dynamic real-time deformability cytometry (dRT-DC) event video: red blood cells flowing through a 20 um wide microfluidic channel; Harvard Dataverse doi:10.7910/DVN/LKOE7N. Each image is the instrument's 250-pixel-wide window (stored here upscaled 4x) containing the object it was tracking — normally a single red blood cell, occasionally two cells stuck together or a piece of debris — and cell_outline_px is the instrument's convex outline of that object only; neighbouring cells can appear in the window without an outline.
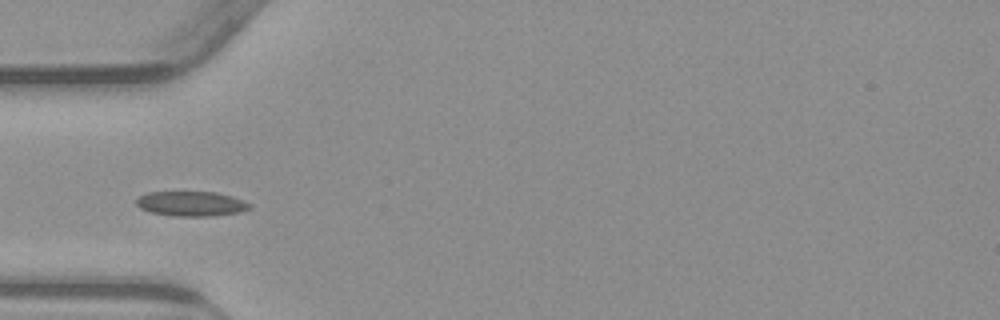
{"species": "common noctule bat (a hibernating species)", "species_latin": "Nyctalus noctula", "temperature_condition": "warm", "stored_images_in_passage": 38, "camera_frame_rate_fps": 3000, "um_per_image_px": 0.085, "animal": {"sex": "male", "body_mass_g": 23.1, "forearm_length_mm": 52.7}, "frame": {"image": 1, "passage_image": 1, "time_ms": 0.0, "image_size_px": [1000, 320], "cell_outline_px": [[252, 204], [248, 208], [240, 212], [212, 216], [172, 216], [152, 212], [140, 208], [136, 204], [136, 200], [140, 196], [148, 192], [216, 192], [232, 196]], "centroid_in_image_um": [16.25, 17.31], "position_along_channel_um": 68.8, "area_um2": 16.3}}
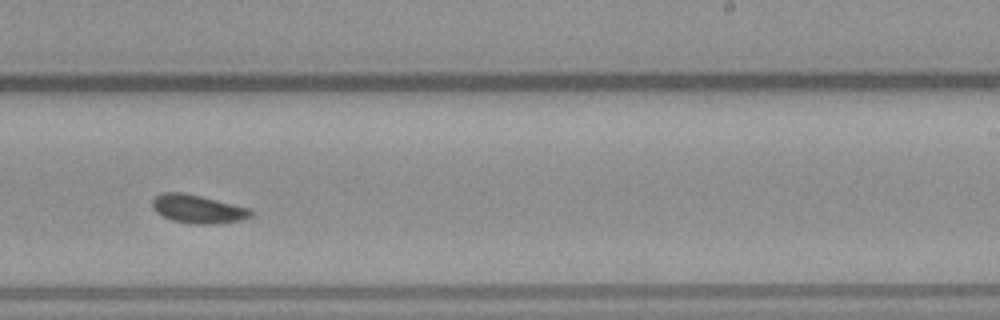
{"frame": {"image": 2, "passage_image": 17, "time_ms": 5.333, "image_size_px": [1000, 320], "cell_outline_px": [[252, 216], [240, 220], [212, 224], [196, 224], [172, 220], [156, 212], [152, 204], [152, 200], [156, 196], [164, 192], [184, 192], [252, 208]], "centroid_in_image_um": [16.84, 17.75], "position_along_channel_um": 272.2, "area_um2": 16.24}}
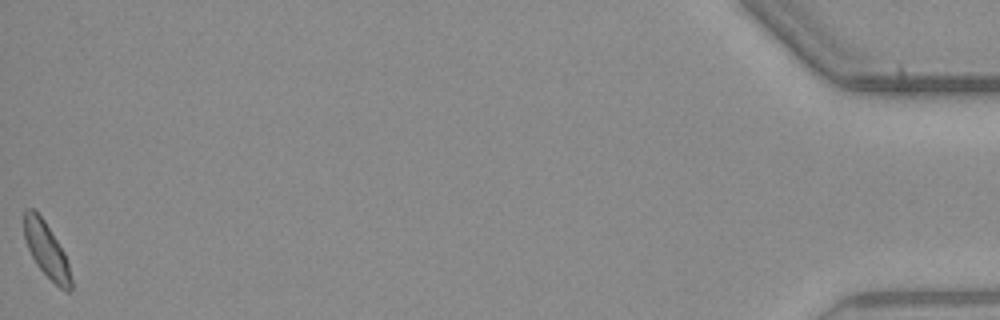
{"frame": {"image": 3, "passage_image": 38, "time_ms": 12.333, "image_size_px": [1000, 320], "cell_outline_px": [[72, 288], [68, 292], [60, 288], [36, 264], [28, 248], [24, 236], [24, 208], [32, 208], [44, 220], [64, 252], [72, 276]], "centroid_in_image_um": [3.95, 21.25], "position_along_channel_um": 431.2, "area_um2": 14.85}}